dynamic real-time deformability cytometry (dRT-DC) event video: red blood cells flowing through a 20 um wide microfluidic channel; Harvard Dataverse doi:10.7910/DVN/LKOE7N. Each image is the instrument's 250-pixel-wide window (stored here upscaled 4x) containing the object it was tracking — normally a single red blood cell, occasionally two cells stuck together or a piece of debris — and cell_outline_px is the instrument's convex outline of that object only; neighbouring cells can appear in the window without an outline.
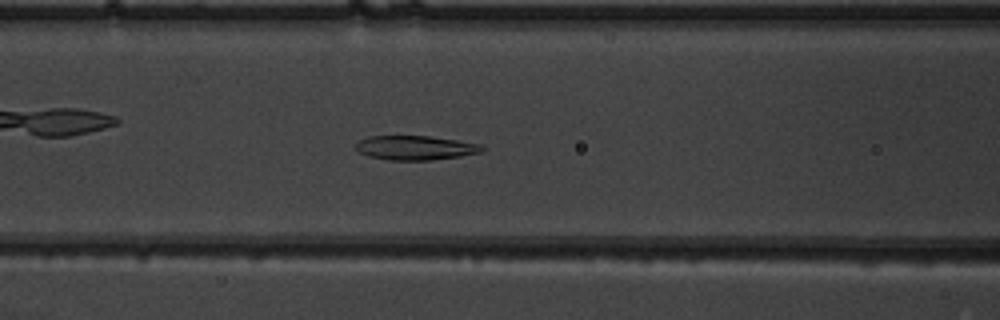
{"species": "common noctule bat (a hibernating species)", "species_latin": "Nyctalus noctula", "temperature_condition": "warm", "stored_images_in_passage": 47, "camera_frame_rate_fps": 3000, "um_per_image_px": 0.085, "animal": {"sex": "male", "body_mass_g": 19.5, "forearm_length_mm": 54.6}, "frame": {"image": 1, "passage_image": 16, "time_ms": 5.0, "image_size_px": [1000, 320], "cell_outline_px": [[488, 148], [480, 152], [460, 156], [432, 160], [388, 160], [368, 156], [360, 152], [356, 148], [356, 144], [360, 140], [368, 136], [428, 136], [456, 140], [480, 144]], "centroid_in_image_um": [35.32, 12.56], "position_along_channel_um": 131.3, "area_um2": 17.8}}
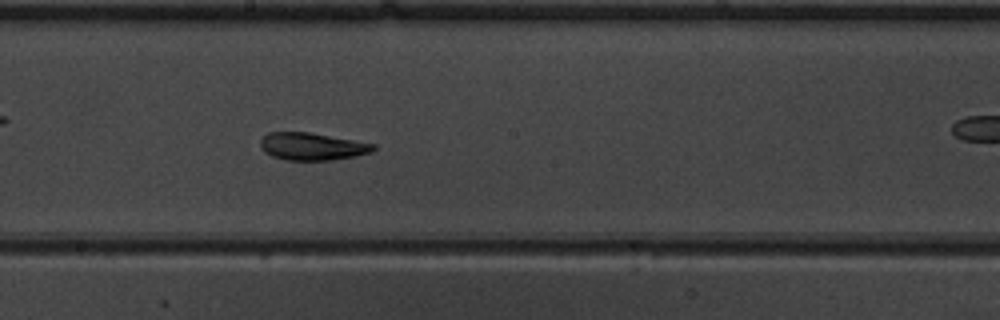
{"frame": {"image": 2, "passage_image": 23, "time_ms": 7.333, "image_size_px": [1000, 320], "cell_outline_px": [[376, 148], [372, 152], [356, 156], [332, 160], [288, 160], [272, 156], [264, 152], [260, 148], [260, 140], [268, 132], [308, 132], [376, 144]], "centroid_in_image_um": [26.53, 12.45], "position_along_channel_um": 221.7, "area_um2": 18.09}}
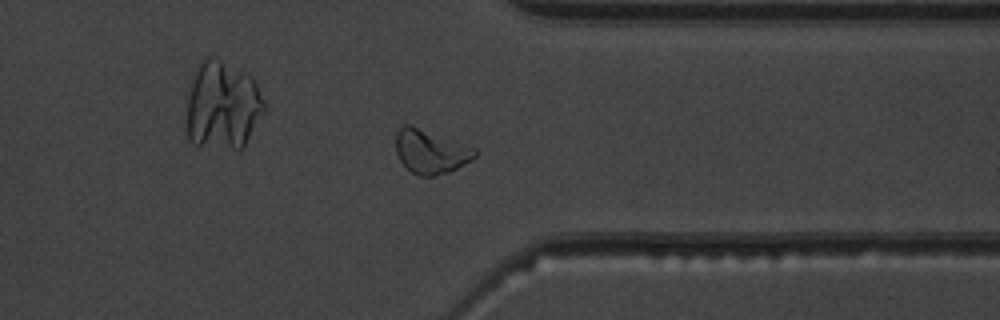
{"frame": {"image": 3, "passage_image": 35, "time_ms": 11.333, "image_size_px": [1000, 320], "cell_outline_px": [[476, 156], [472, 160], [448, 172], [432, 176], [420, 176], [412, 172], [400, 160], [396, 152], [396, 132], [404, 124], [412, 124], [476, 148]], "centroid_in_image_um": [36.6, 12.86], "position_along_channel_um": 374.8, "area_um2": 20.23}, "authors_computed_cell_mechanics": {"area_um2": 18.7272, "velocity_mm_per_s": 3.8803, "shape_relaxation_time_tau1_ms": 10.4223, "shape_relaxation_time_tau2_ms": 3.0716, "deformation_change_tau1": 0.2228, "deformation_change_tau2": 0.0859}}